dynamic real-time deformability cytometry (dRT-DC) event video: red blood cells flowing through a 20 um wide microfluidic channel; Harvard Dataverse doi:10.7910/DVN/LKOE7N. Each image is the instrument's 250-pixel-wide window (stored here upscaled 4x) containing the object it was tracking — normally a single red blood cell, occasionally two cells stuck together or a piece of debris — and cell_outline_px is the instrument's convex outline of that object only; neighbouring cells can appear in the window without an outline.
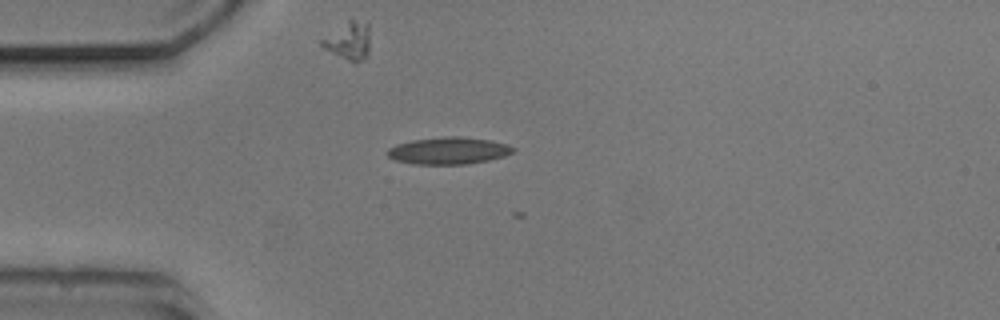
{"species": "common noctule bat (a hibernating species)", "species_latin": "Nyctalus noctula", "temperature_condition": "cold", "stored_images_in_passage": 9, "camera_frame_rate_fps": 3000, "um_per_image_px": 0.085, "animal": {"sex": "male", "body_mass_g": 20.5, "forearm_length_mm": 52.5}, "frame": {"image": 1, "passage_image": 5, "time_ms": 1.333, "image_size_px": [1000, 320], "cell_outline_px": [[516, 148], [512, 152], [504, 156], [488, 160], [464, 164], [416, 164], [396, 160], [388, 156], [388, 148], [396, 144], [412, 140], [444, 136], [460, 136], [488, 140], [504, 144]], "centroid_in_image_um": [38.1, 12.8], "position_along_channel_um": 46.9, "area_um2": 19.54}}